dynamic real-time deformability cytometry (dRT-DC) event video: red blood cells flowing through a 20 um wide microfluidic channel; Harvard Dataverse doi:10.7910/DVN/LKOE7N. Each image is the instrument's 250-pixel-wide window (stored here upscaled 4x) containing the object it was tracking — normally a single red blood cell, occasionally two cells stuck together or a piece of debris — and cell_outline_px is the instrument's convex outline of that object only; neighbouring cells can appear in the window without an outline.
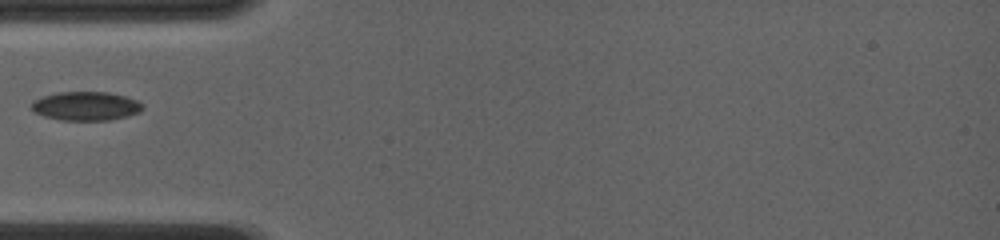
{"species": "common noctule bat (a hibernating species)", "species_latin": "Nyctalus noctula", "temperature_condition": "room temperature", "stored_images_in_passage": 20, "camera_frame_rate_fps": 4000, "um_per_image_px": 0.085, "animal": {"sex": "female", "body_mass_g": 19.0, "forearm_length_mm": 56.7}, "frame": {"image": 1, "passage_image": 1, "time_ms": 0.0, "image_size_px": [1000, 240], "cell_outline_px": [[144, 108], [140, 112], [108, 120], [60, 120], [44, 116], [32, 112], [32, 100], [56, 92], [108, 92], [124, 96], [136, 100], [144, 104]], "centroid_in_image_um": [7.28, 9.01], "position_along_channel_um": 77.7, "area_um2": 18.67}}
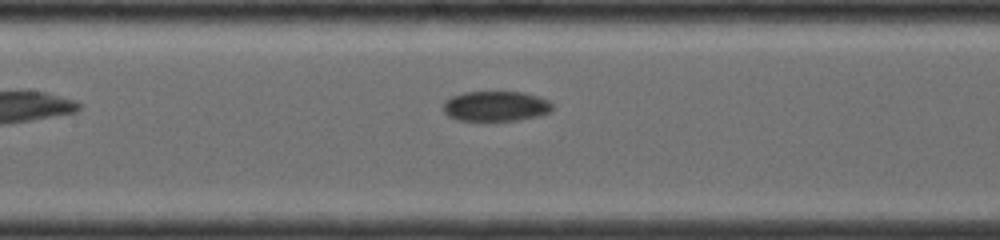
{"frame": {"image": 2, "passage_image": 11, "time_ms": 2.25, "image_size_px": [1000, 240], "cell_outline_px": [[552, 108], [548, 112], [540, 116], [516, 120], [484, 124], [456, 120], [448, 116], [444, 112], [444, 100], [452, 96], [464, 92], [524, 92], [540, 96], [548, 100], [552, 104]], "centroid_in_image_um": [42.1, 9.07], "position_along_channel_um": 165.3, "area_um2": 20.06}}
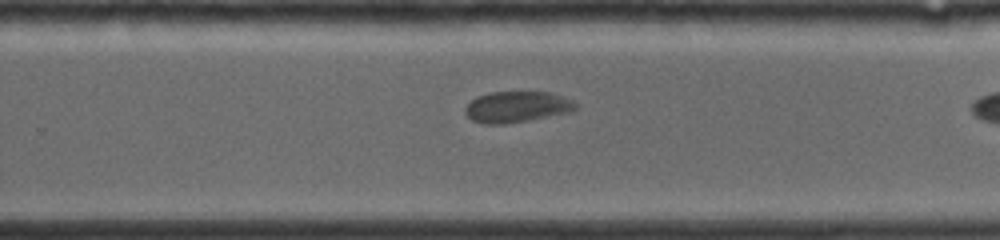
{"frame": {"image": 3, "passage_image": 19, "time_ms": 4.25, "image_size_px": [1000, 240], "cell_outline_px": [[576, 108], [572, 112], [528, 120], [504, 124], [484, 124], [472, 120], [464, 112], [464, 108], [472, 100], [488, 92], [552, 92], [564, 96], [572, 100], [576, 104]], "centroid_in_image_um": [43.95, 9.08], "position_along_channel_um": 285.8, "area_um2": 20.0}}